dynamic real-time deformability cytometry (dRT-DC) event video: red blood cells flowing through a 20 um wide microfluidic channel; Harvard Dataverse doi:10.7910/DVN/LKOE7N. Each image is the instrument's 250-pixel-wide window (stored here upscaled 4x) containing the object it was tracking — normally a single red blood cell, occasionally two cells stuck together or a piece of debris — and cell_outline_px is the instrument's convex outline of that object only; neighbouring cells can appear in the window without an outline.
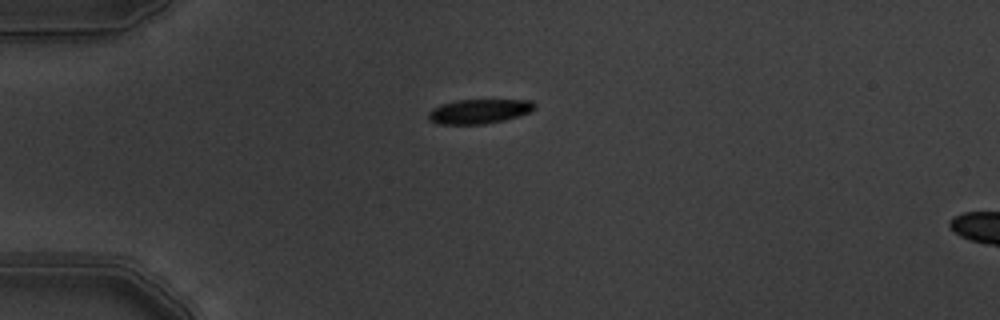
{"species": "common noctule bat (a hibernating species)", "species_latin": "Nyctalus noctula", "temperature_condition": "warm", "stored_images_in_passage": 3, "segment_of_instrument_passage": [1, 2], "camera_frame_rate_fps": 3000, "um_per_image_px": 0.085, "animal": {"sex": "male", "body_mass_g": 19.5, "forearm_length_mm": 54.6}, "frame": {"image": 1, "passage_image": 1, "time_ms": 0.0, "image_size_px": [1000, 320], "cell_outline_px": [[536, 108], [532, 112], [504, 120], [484, 124], [436, 124], [428, 120], [428, 112], [432, 108], [440, 104], [456, 100], [532, 100], [536, 104]], "centroid_in_image_um": [40.72, 9.46], "position_along_channel_um": 44.3, "area_um2": 15.37}}